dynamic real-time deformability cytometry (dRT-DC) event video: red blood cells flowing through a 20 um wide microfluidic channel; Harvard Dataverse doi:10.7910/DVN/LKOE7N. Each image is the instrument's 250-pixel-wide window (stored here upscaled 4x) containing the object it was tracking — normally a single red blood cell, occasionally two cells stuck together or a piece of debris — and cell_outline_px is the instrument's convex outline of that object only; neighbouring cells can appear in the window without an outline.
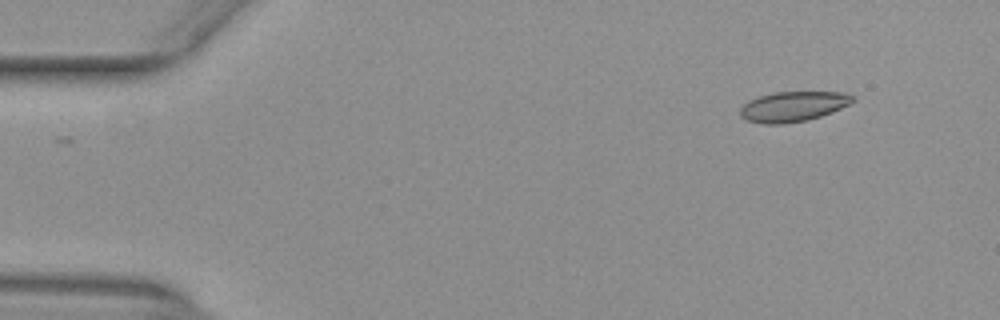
{"species": "common noctule bat (a hibernating species)", "species_latin": "Nyctalus noctula", "temperature_condition": "warm", "stored_images_in_passage": 48, "camera_frame_rate_fps": 3000, "um_per_image_px": 0.085, "animal": {"sex": "female", "body_mass_g": 29.2, "forearm_length_mm": 56.3}, "frame": {"image": 1, "passage_image": 1, "time_ms": 0.0, "image_size_px": [1000, 320], "cell_outline_px": [[856, 100], [832, 112], [808, 120], [784, 124], [764, 124], [748, 120], [740, 116], [740, 108], [748, 100], [760, 96], [776, 92], [848, 92], [856, 96]], "centroid_in_image_um": [67.44, 9.05], "position_along_channel_um": 17.6, "area_um2": 19.83}}
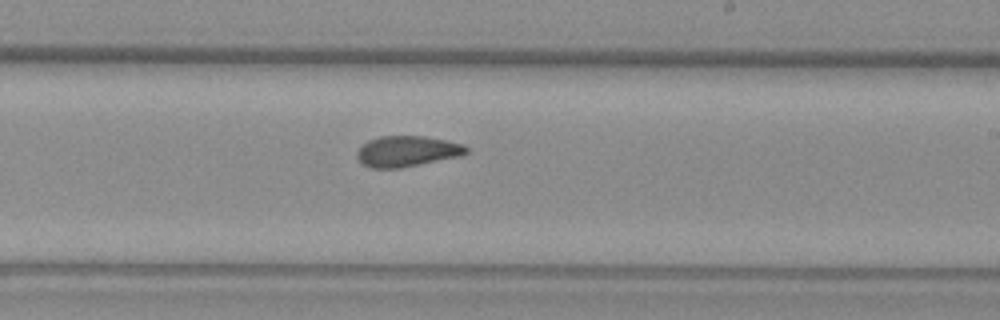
{"frame": {"image": 2, "passage_image": 27, "time_ms": 8.667, "image_size_px": [1000, 320], "cell_outline_px": [[468, 152], [460, 156], [400, 168], [372, 168], [364, 164], [356, 156], [356, 152], [368, 140], [380, 136], [424, 136], [464, 144], [468, 148]], "centroid_in_image_um": [34.61, 12.85], "position_along_channel_um": 254.4, "area_um2": 19.42}}
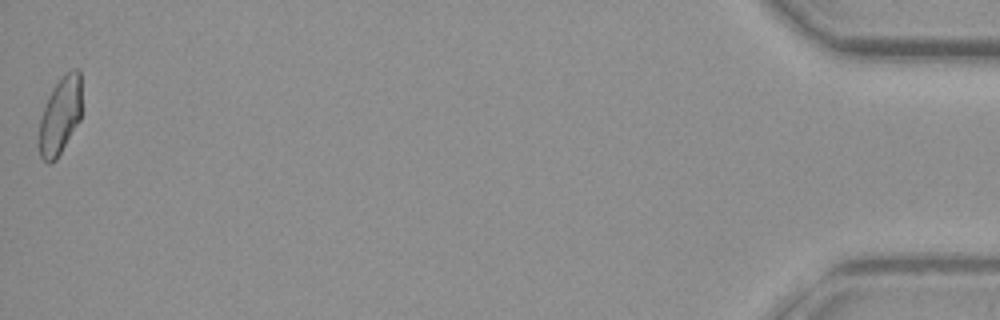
{"frame": {"image": 3, "passage_image": 48, "time_ms": 15.667, "image_size_px": [1000, 320], "cell_outline_px": [[80, 120], [56, 160], [52, 164], [48, 164], [40, 156], [40, 116], [48, 96], [52, 88], [72, 68], [80, 68]], "centroid_in_image_um": [5.11, 9.84], "position_along_channel_um": 430.1, "area_um2": 18.96}, "authors_computed_cell_mechanics": {"area_um2": 19.9699, "velocity_mm_per_s": 3.9581, "shape_relaxation_time_tau1_ms": null, "shape_relaxation_time_tau2_ms": 2.0661, "deformation_change_tau1": null, "deformation_change_tau2": 0.0677}}